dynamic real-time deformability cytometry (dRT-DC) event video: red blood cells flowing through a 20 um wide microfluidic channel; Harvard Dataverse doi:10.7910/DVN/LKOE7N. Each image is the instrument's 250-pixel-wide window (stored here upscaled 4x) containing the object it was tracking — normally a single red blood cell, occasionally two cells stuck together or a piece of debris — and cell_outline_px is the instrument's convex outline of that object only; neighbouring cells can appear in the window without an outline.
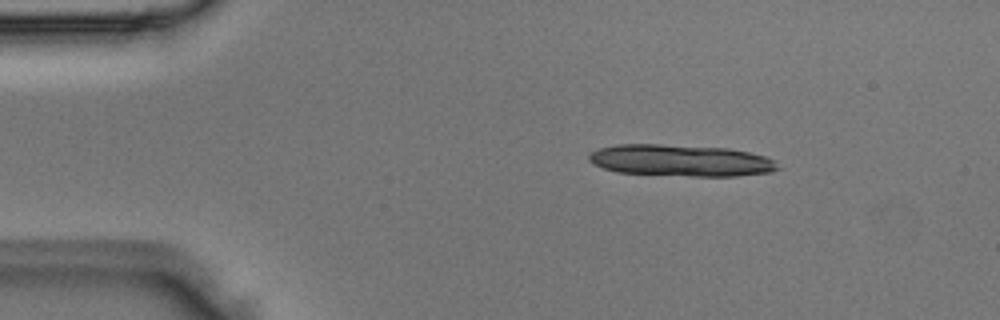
{"species": "Egyptian fruit bat (a non-hibernating species)", "species_latin": "Rousettus aegyptiacus", "temperature_condition": "room temperature", "stored_images_in_passage": 4, "camera_frame_rate_fps": 3000, "um_per_image_px": 0.085, "animal": {"sex": "male"}, "frame": {"image": 1, "passage_image": 2, "time_ms": 0.333, "image_size_px": [1000, 320], "cell_outline_px": [[780, 168], [772, 172], [736, 176], [692, 176], [616, 172], [604, 168], [588, 160], [588, 152], [600, 148], [616, 144], [660, 144], [728, 148], [748, 152], [764, 156], [772, 160]], "centroid_in_image_um": [57.84, 13.63], "position_along_channel_um": 27.2, "area_um2": 34.8}}